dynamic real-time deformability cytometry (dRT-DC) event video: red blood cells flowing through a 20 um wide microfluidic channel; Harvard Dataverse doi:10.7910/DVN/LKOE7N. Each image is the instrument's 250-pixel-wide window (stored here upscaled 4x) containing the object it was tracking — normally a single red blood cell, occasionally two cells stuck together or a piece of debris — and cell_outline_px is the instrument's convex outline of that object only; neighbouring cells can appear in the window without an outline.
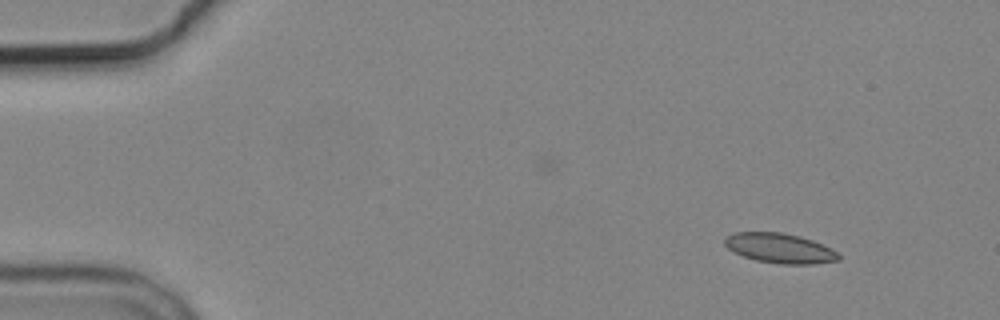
{"species": "common noctule bat (a hibernating species)", "species_latin": "Nyctalus noctula", "temperature_condition": "cold", "stored_images_in_passage": 4, "camera_frame_rate_fps": 3000, "um_per_image_px": 0.085, "animal": {"sex": "male", "body_mass_g": 19.2, "forearm_length_mm": 51.8}, "frame": {"image": 1, "passage_image": 1, "time_ms": 0.0, "image_size_px": [1000, 320], "cell_outline_px": [[840, 260], [812, 264], [780, 264], [756, 260], [732, 252], [724, 244], [724, 240], [728, 236], [736, 232], [784, 232], [800, 236], [812, 240], [836, 252], [840, 256]], "centroid_in_image_um": [66.26, 21.1], "position_along_channel_um": 18.7, "area_um2": 19.65}}
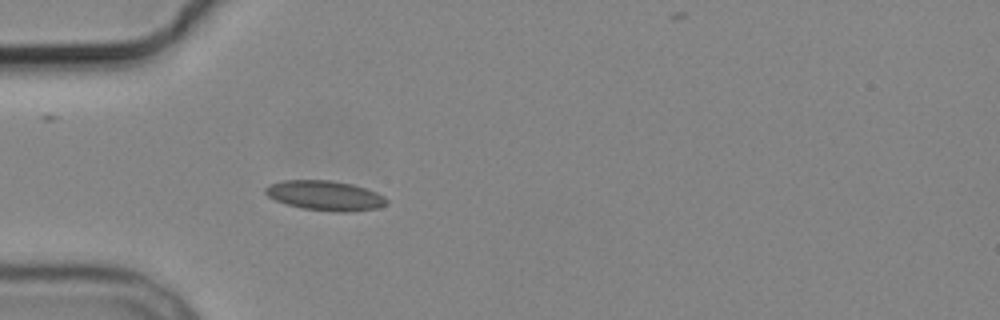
{"frame": {"image": 2, "passage_image": 4, "time_ms": 3.667, "image_size_px": [1000, 320], "cell_outline_px": [[388, 204], [380, 208], [348, 212], [336, 212], [304, 208], [288, 204], [276, 200], [268, 196], [264, 192], [264, 188], [268, 184], [284, 180], [328, 180], [352, 184], [376, 192], [384, 196], [388, 200]], "centroid_in_image_um": [27.65, 16.62], "position_along_channel_um": 57.3, "area_um2": 21.04}}